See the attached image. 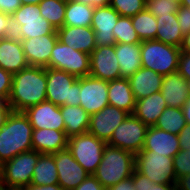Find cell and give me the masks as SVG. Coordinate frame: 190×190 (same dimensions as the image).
Masks as SVG:
<instances>
[{
  "mask_svg": "<svg viewBox=\"0 0 190 190\" xmlns=\"http://www.w3.org/2000/svg\"><path fill=\"white\" fill-rule=\"evenodd\" d=\"M47 68L28 66L13 74L12 89L7 103L11 111L23 112L46 101Z\"/></svg>",
  "mask_w": 190,
  "mask_h": 190,
  "instance_id": "obj_1",
  "label": "cell"
},
{
  "mask_svg": "<svg viewBox=\"0 0 190 190\" xmlns=\"http://www.w3.org/2000/svg\"><path fill=\"white\" fill-rule=\"evenodd\" d=\"M32 131L24 112L11 111L0 128V161L5 163L22 152L33 150Z\"/></svg>",
  "mask_w": 190,
  "mask_h": 190,
  "instance_id": "obj_2",
  "label": "cell"
},
{
  "mask_svg": "<svg viewBox=\"0 0 190 190\" xmlns=\"http://www.w3.org/2000/svg\"><path fill=\"white\" fill-rule=\"evenodd\" d=\"M134 169V153L107 144L101 162L93 176L104 188L108 189L121 180L131 177Z\"/></svg>",
  "mask_w": 190,
  "mask_h": 190,
  "instance_id": "obj_3",
  "label": "cell"
},
{
  "mask_svg": "<svg viewBox=\"0 0 190 190\" xmlns=\"http://www.w3.org/2000/svg\"><path fill=\"white\" fill-rule=\"evenodd\" d=\"M142 67L166 76L177 72L181 50L156 39L140 43Z\"/></svg>",
  "mask_w": 190,
  "mask_h": 190,
  "instance_id": "obj_4",
  "label": "cell"
},
{
  "mask_svg": "<svg viewBox=\"0 0 190 190\" xmlns=\"http://www.w3.org/2000/svg\"><path fill=\"white\" fill-rule=\"evenodd\" d=\"M80 77L63 70L47 68L46 101L56 106L80 105Z\"/></svg>",
  "mask_w": 190,
  "mask_h": 190,
  "instance_id": "obj_5",
  "label": "cell"
},
{
  "mask_svg": "<svg viewBox=\"0 0 190 190\" xmlns=\"http://www.w3.org/2000/svg\"><path fill=\"white\" fill-rule=\"evenodd\" d=\"M106 145L105 141L87 132L68 138L67 148L74 159L93 175L101 162Z\"/></svg>",
  "mask_w": 190,
  "mask_h": 190,
  "instance_id": "obj_6",
  "label": "cell"
},
{
  "mask_svg": "<svg viewBox=\"0 0 190 190\" xmlns=\"http://www.w3.org/2000/svg\"><path fill=\"white\" fill-rule=\"evenodd\" d=\"M41 153L30 150L22 152L3 163L2 185L6 188H24L31 184L33 171Z\"/></svg>",
  "mask_w": 190,
  "mask_h": 190,
  "instance_id": "obj_7",
  "label": "cell"
},
{
  "mask_svg": "<svg viewBox=\"0 0 190 190\" xmlns=\"http://www.w3.org/2000/svg\"><path fill=\"white\" fill-rule=\"evenodd\" d=\"M135 169L156 184L176 182L172 157L155 152H139L135 154Z\"/></svg>",
  "mask_w": 190,
  "mask_h": 190,
  "instance_id": "obj_8",
  "label": "cell"
},
{
  "mask_svg": "<svg viewBox=\"0 0 190 190\" xmlns=\"http://www.w3.org/2000/svg\"><path fill=\"white\" fill-rule=\"evenodd\" d=\"M46 68L63 70L78 78L89 76L90 55L74 50L58 40L52 49L49 64Z\"/></svg>",
  "mask_w": 190,
  "mask_h": 190,
  "instance_id": "obj_9",
  "label": "cell"
},
{
  "mask_svg": "<svg viewBox=\"0 0 190 190\" xmlns=\"http://www.w3.org/2000/svg\"><path fill=\"white\" fill-rule=\"evenodd\" d=\"M147 129L148 126L140 119L133 114H129L114 130L107 144L137 154L144 147Z\"/></svg>",
  "mask_w": 190,
  "mask_h": 190,
  "instance_id": "obj_10",
  "label": "cell"
},
{
  "mask_svg": "<svg viewBox=\"0 0 190 190\" xmlns=\"http://www.w3.org/2000/svg\"><path fill=\"white\" fill-rule=\"evenodd\" d=\"M15 20L21 24L23 39L57 34L56 29L40 13L39 5L24 4L14 13Z\"/></svg>",
  "mask_w": 190,
  "mask_h": 190,
  "instance_id": "obj_11",
  "label": "cell"
},
{
  "mask_svg": "<svg viewBox=\"0 0 190 190\" xmlns=\"http://www.w3.org/2000/svg\"><path fill=\"white\" fill-rule=\"evenodd\" d=\"M80 106L91 116L109 105L108 82L92 76L80 77Z\"/></svg>",
  "mask_w": 190,
  "mask_h": 190,
  "instance_id": "obj_12",
  "label": "cell"
},
{
  "mask_svg": "<svg viewBox=\"0 0 190 190\" xmlns=\"http://www.w3.org/2000/svg\"><path fill=\"white\" fill-rule=\"evenodd\" d=\"M89 75L107 82L122 78L117 56L115 54V44L96 46L90 54Z\"/></svg>",
  "mask_w": 190,
  "mask_h": 190,
  "instance_id": "obj_13",
  "label": "cell"
},
{
  "mask_svg": "<svg viewBox=\"0 0 190 190\" xmlns=\"http://www.w3.org/2000/svg\"><path fill=\"white\" fill-rule=\"evenodd\" d=\"M58 172V184L63 190L78 187L89 173L74 159L68 148L53 153Z\"/></svg>",
  "mask_w": 190,
  "mask_h": 190,
  "instance_id": "obj_14",
  "label": "cell"
},
{
  "mask_svg": "<svg viewBox=\"0 0 190 190\" xmlns=\"http://www.w3.org/2000/svg\"><path fill=\"white\" fill-rule=\"evenodd\" d=\"M129 113L107 105L90 116L88 132L108 143L114 130L128 117Z\"/></svg>",
  "mask_w": 190,
  "mask_h": 190,
  "instance_id": "obj_15",
  "label": "cell"
},
{
  "mask_svg": "<svg viewBox=\"0 0 190 190\" xmlns=\"http://www.w3.org/2000/svg\"><path fill=\"white\" fill-rule=\"evenodd\" d=\"M33 129H55L65 131V124L59 106L44 101L23 111Z\"/></svg>",
  "mask_w": 190,
  "mask_h": 190,
  "instance_id": "obj_16",
  "label": "cell"
},
{
  "mask_svg": "<svg viewBox=\"0 0 190 190\" xmlns=\"http://www.w3.org/2000/svg\"><path fill=\"white\" fill-rule=\"evenodd\" d=\"M120 14L110 5L96 7L92 17L91 28L95 32L96 46L115 44L113 28Z\"/></svg>",
  "mask_w": 190,
  "mask_h": 190,
  "instance_id": "obj_17",
  "label": "cell"
},
{
  "mask_svg": "<svg viewBox=\"0 0 190 190\" xmlns=\"http://www.w3.org/2000/svg\"><path fill=\"white\" fill-rule=\"evenodd\" d=\"M58 41L57 34H47L22 40L23 51L29 66L47 67L52 49Z\"/></svg>",
  "mask_w": 190,
  "mask_h": 190,
  "instance_id": "obj_18",
  "label": "cell"
},
{
  "mask_svg": "<svg viewBox=\"0 0 190 190\" xmlns=\"http://www.w3.org/2000/svg\"><path fill=\"white\" fill-rule=\"evenodd\" d=\"M180 151L178 135L149 126L144 147L141 152H155L167 157H174Z\"/></svg>",
  "mask_w": 190,
  "mask_h": 190,
  "instance_id": "obj_19",
  "label": "cell"
},
{
  "mask_svg": "<svg viewBox=\"0 0 190 190\" xmlns=\"http://www.w3.org/2000/svg\"><path fill=\"white\" fill-rule=\"evenodd\" d=\"M58 40L74 50L91 54L96 48L95 32L90 27H73L63 25L56 30Z\"/></svg>",
  "mask_w": 190,
  "mask_h": 190,
  "instance_id": "obj_20",
  "label": "cell"
},
{
  "mask_svg": "<svg viewBox=\"0 0 190 190\" xmlns=\"http://www.w3.org/2000/svg\"><path fill=\"white\" fill-rule=\"evenodd\" d=\"M160 92L168 107L182 108L189 99L187 80L178 72L163 76Z\"/></svg>",
  "mask_w": 190,
  "mask_h": 190,
  "instance_id": "obj_21",
  "label": "cell"
},
{
  "mask_svg": "<svg viewBox=\"0 0 190 190\" xmlns=\"http://www.w3.org/2000/svg\"><path fill=\"white\" fill-rule=\"evenodd\" d=\"M68 137L65 131L55 129H33V150L41 154H53L67 148Z\"/></svg>",
  "mask_w": 190,
  "mask_h": 190,
  "instance_id": "obj_22",
  "label": "cell"
},
{
  "mask_svg": "<svg viewBox=\"0 0 190 190\" xmlns=\"http://www.w3.org/2000/svg\"><path fill=\"white\" fill-rule=\"evenodd\" d=\"M135 100L161 91L163 76L148 68H139L129 78Z\"/></svg>",
  "mask_w": 190,
  "mask_h": 190,
  "instance_id": "obj_23",
  "label": "cell"
},
{
  "mask_svg": "<svg viewBox=\"0 0 190 190\" xmlns=\"http://www.w3.org/2000/svg\"><path fill=\"white\" fill-rule=\"evenodd\" d=\"M28 66L22 43L0 38V68L14 74Z\"/></svg>",
  "mask_w": 190,
  "mask_h": 190,
  "instance_id": "obj_24",
  "label": "cell"
},
{
  "mask_svg": "<svg viewBox=\"0 0 190 190\" xmlns=\"http://www.w3.org/2000/svg\"><path fill=\"white\" fill-rule=\"evenodd\" d=\"M167 107L165 99L159 91L145 98L136 100L132 114L148 127L155 126L159 116Z\"/></svg>",
  "mask_w": 190,
  "mask_h": 190,
  "instance_id": "obj_25",
  "label": "cell"
},
{
  "mask_svg": "<svg viewBox=\"0 0 190 190\" xmlns=\"http://www.w3.org/2000/svg\"><path fill=\"white\" fill-rule=\"evenodd\" d=\"M109 105L122 109L129 114L134 111L136 100L128 78H119L108 82Z\"/></svg>",
  "mask_w": 190,
  "mask_h": 190,
  "instance_id": "obj_26",
  "label": "cell"
},
{
  "mask_svg": "<svg viewBox=\"0 0 190 190\" xmlns=\"http://www.w3.org/2000/svg\"><path fill=\"white\" fill-rule=\"evenodd\" d=\"M140 43H116L115 54L120 67L121 77L129 78L142 67Z\"/></svg>",
  "mask_w": 190,
  "mask_h": 190,
  "instance_id": "obj_27",
  "label": "cell"
},
{
  "mask_svg": "<svg viewBox=\"0 0 190 190\" xmlns=\"http://www.w3.org/2000/svg\"><path fill=\"white\" fill-rule=\"evenodd\" d=\"M65 124V134L68 138L88 132L90 115L80 105L60 106Z\"/></svg>",
  "mask_w": 190,
  "mask_h": 190,
  "instance_id": "obj_28",
  "label": "cell"
},
{
  "mask_svg": "<svg viewBox=\"0 0 190 190\" xmlns=\"http://www.w3.org/2000/svg\"><path fill=\"white\" fill-rule=\"evenodd\" d=\"M157 20L156 40L180 48L184 35L179 27L177 13L161 15Z\"/></svg>",
  "mask_w": 190,
  "mask_h": 190,
  "instance_id": "obj_29",
  "label": "cell"
},
{
  "mask_svg": "<svg viewBox=\"0 0 190 190\" xmlns=\"http://www.w3.org/2000/svg\"><path fill=\"white\" fill-rule=\"evenodd\" d=\"M95 8L76 0L66 1L65 26L90 27Z\"/></svg>",
  "mask_w": 190,
  "mask_h": 190,
  "instance_id": "obj_30",
  "label": "cell"
},
{
  "mask_svg": "<svg viewBox=\"0 0 190 190\" xmlns=\"http://www.w3.org/2000/svg\"><path fill=\"white\" fill-rule=\"evenodd\" d=\"M31 184L50 185L58 184V172L53 154H41L36 164Z\"/></svg>",
  "mask_w": 190,
  "mask_h": 190,
  "instance_id": "obj_31",
  "label": "cell"
},
{
  "mask_svg": "<svg viewBox=\"0 0 190 190\" xmlns=\"http://www.w3.org/2000/svg\"><path fill=\"white\" fill-rule=\"evenodd\" d=\"M131 20L141 41L156 39L157 20L146 8L132 16Z\"/></svg>",
  "mask_w": 190,
  "mask_h": 190,
  "instance_id": "obj_32",
  "label": "cell"
},
{
  "mask_svg": "<svg viewBox=\"0 0 190 190\" xmlns=\"http://www.w3.org/2000/svg\"><path fill=\"white\" fill-rule=\"evenodd\" d=\"M186 125L182 108L167 107L159 116L155 127L178 135Z\"/></svg>",
  "mask_w": 190,
  "mask_h": 190,
  "instance_id": "obj_33",
  "label": "cell"
},
{
  "mask_svg": "<svg viewBox=\"0 0 190 190\" xmlns=\"http://www.w3.org/2000/svg\"><path fill=\"white\" fill-rule=\"evenodd\" d=\"M40 13L43 18L58 30L64 24L66 1L64 0H42L39 4Z\"/></svg>",
  "mask_w": 190,
  "mask_h": 190,
  "instance_id": "obj_34",
  "label": "cell"
},
{
  "mask_svg": "<svg viewBox=\"0 0 190 190\" xmlns=\"http://www.w3.org/2000/svg\"><path fill=\"white\" fill-rule=\"evenodd\" d=\"M113 34L115 37V44H137L142 42L133 28L131 17L119 16V19L113 28Z\"/></svg>",
  "mask_w": 190,
  "mask_h": 190,
  "instance_id": "obj_35",
  "label": "cell"
},
{
  "mask_svg": "<svg viewBox=\"0 0 190 190\" xmlns=\"http://www.w3.org/2000/svg\"><path fill=\"white\" fill-rule=\"evenodd\" d=\"M110 6L120 16L132 17L146 8V2L143 0H112Z\"/></svg>",
  "mask_w": 190,
  "mask_h": 190,
  "instance_id": "obj_36",
  "label": "cell"
},
{
  "mask_svg": "<svg viewBox=\"0 0 190 190\" xmlns=\"http://www.w3.org/2000/svg\"><path fill=\"white\" fill-rule=\"evenodd\" d=\"M179 3L173 0H149L146 3V9L156 18L169 13H177Z\"/></svg>",
  "mask_w": 190,
  "mask_h": 190,
  "instance_id": "obj_37",
  "label": "cell"
},
{
  "mask_svg": "<svg viewBox=\"0 0 190 190\" xmlns=\"http://www.w3.org/2000/svg\"><path fill=\"white\" fill-rule=\"evenodd\" d=\"M173 166L177 179L190 174V150H180L173 157Z\"/></svg>",
  "mask_w": 190,
  "mask_h": 190,
  "instance_id": "obj_38",
  "label": "cell"
},
{
  "mask_svg": "<svg viewBox=\"0 0 190 190\" xmlns=\"http://www.w3.org/2000/svg\"><path fill=\"white\" fill-rule=\"evenodd\" d=\"M8 27L4 31V39L22 42L21 24L15 20L13 14L8 15Z\"/></svg>",
  "mask_w": 190,
  "mask_h": 190,
  "instance_id": "obj_39",
  "label": "cell"
},
{
  "mask_svg": "<svg viewBox=\"0 0 190 190\" xmlns=\"http://www.w3.org/2000/svg\"><path fill=\"white\" fill-rule=\"evenodd\" d=\"M13 74L0 68V100L8 101L12 89Z\"/></svg>",
  "mask_w": 190,
  "mask_h": 190,
  "instance_id": "obj_40",
  "label": "cell"
},
{
  "mask_svg": "<svg viewBox=\"0 0 190 190\" xmlns=\"http://www.w3.org/2000/svg\"><path fill=\"white\" fill-rule=\"evenodd\" d=\"M177 19L183 35L188 34L190 32V8L179 5Z\"/></svg>",
  "mask_w": 190,
  "mask_h": 190,
  "instance_id": "obj_41",
  "label": "cell"
},
{
  "mask_svg": "<svg viewBox=\"0 0 190 190\" xmlns=\"http://www.w3.org/2000/svg\"><path fill=\"white\" fill-rule=\"evenodd\" d=\"M177 72L186 80H190V53L181 52Z\"/></svg>",
  "mask_w": 190,
  "mask_h": 190,
  "instance_id": "obj_42",
  "label": "cell"
},
{
  "mask_svg": "<svg viewBox=\"0 0 190 190\" xmlns=\"http://www.w3.org/2000/svg\"><path fill=\"white\" fill-rule=\"evenodd\" d=\"M73 190H107L104 188L100 182L91 174H89L86 179Z\"/></svg>",
  "mask_w": 190,
  "mask_h": 190,
  "instance_id": "obj_43",
  "label": "cell"
},
{
  "mask_svg": "<svg viewBox=\"0 0 190 190\" xmlns=\"http://www.w3.org/2000/svg\"><path fill=\"white\" fill-rule=\"evenodd\" d=\"M133 184L136 190H150V180L136 169L133 171Z\"/></svg>",
  "mask_w": 190,
  "mask_h": 190,
  "instance_id": "obj_44",
  "label": "cell"
},
{
  "mask_svg": "<svg viewBox=\"0 0 190 190\" xmlns=\"http://www.w3.org/2000/svg\"><path fill=\"white\" fill-rule=\"evenodd\" d=\"M20 0H0V11L5 14H13L20 6Z\"/></svg>",
  "mask_w": 190,
  "mask_h": 190,
  "instance_id": "obj_45",
  "label": "cell"
},
{
  "mask_svg": "<svg viewBox=\"0 0 190 190\" xmlns=\"http://www.w3.org/2000/svg\"><path fill=\"white\" fill-rule=\"evenodd\" d=\"M180 150H190V125H186L178 134Z\"/></svg>",
  "mask_w": 190,
  "mask_h": 190,
  "instance_id": "obj_46",
  "label": "cell"
},
{
  "mask_svg": "<svg viewBox=\"0 0 190 190\" xmlns=\"http://www.w3.org/2000/svg\"><path fill=\"white\" fill-rule=\"evenodd\" d=\"M107 190H136L133 184V174L131 177L121 180L119 183L109 187Z\"/></svg>",
  "mask_w": 190,
  "mask_h": 190,
  "instance_id": "obj_47",
  "label": "cell"
},
{
  "mask_svg": "<svg viewBox=\"0 0 190 190\" xmlns=\"http://www.w3.org/2000/svg\"><path fill=\"white\" fill-rule=\"evenodd\" d=\"M23 190H63L59 184H50V185H34L30 184L25 186Z\"/></svg>",
  "mask_w": 190,
  "mask_h": 190,
  "instance_id": "obj_48",
  "label": "cell"
},
{
  "mask_svg": "<svg viewBox=\"0 0 190 190\" xmlns=\"http://www.w3.org/2000/svg\"><path fill=\"white\" fill-rule=\"evenodd\" d=\"M11 112V108L6 101L0 100V128L4 125V122Z\"/></svg>",
  "mask_w": 190,
  "mask_h": 190,
  "instance_id": "obj_49",
  "label": "cell"
},
{
  "mask_svg": "<svg viewBox=\"0 0 190 190\" xmlns=\"http://www.w3.org/2000/svg\"><path fill=\"white\" fill-rule=\"evenodd\" d=\"M150 190H179L177 182L173 184H156L150 181Z\"/></svg>",
  "mask_w": 190,
  "mask_h": 190,
  "instance_id": "obj_50",
  "label": "cell"
},
{
  "mask_svg": "<svg viewBox=\"0 0 190 190\" xmlns=\"http://www.w3.org/2000/svg\"><path fill=\"white\" fill-rule=\"evenodd\" d=\"M76 1L96 8V7L110 5L112 0H76Z\"/></svg>",
  "mask_w": 190,
  "mask_h": 190,
  "instance_id": "obj_51",
  "label": "cell"
},
{
  "mask_svg": "<svg viewBox=\"0 0 190 190\" xmlns=\"http://www.w3.org/2000/svg\"><path fill=\"white\" fill-rule=\"evenodd\" d=\"M179 190H190V174L177 179Z\"/></svg>",
  "mask_w": 190,
  "mask_h": 190,
  "instance_id": "obj_52",
  "label": "cell"
},
{
  "mask_svg": "<svg viewBox=\"0 0 190 190\" xmlns=\"http://www.w3.org/2000/svg\"><path fill=\"white\" fill-rule=\"evenodd\" d=\"M8 14L0 11V38L4 37V31L8 27Z\"/></svg>",
  "mask_w": 190,
  "mask_h": 190,
  "instance_id": "obj_53",
  "label": "cell"
},
{
  "mask_svg": "<svg viewBox=\"0 0 190 190\" xmlns=\"http://www.w3.org/2000/svg\"><path fill=\"white\" fill-rule=\"evenodd\" d=\"M181 52L190 53V32L184 35L182 45L180 47Z\"/></svg>",
  "mask_w": 190,
  "mask_h": 190,
  "instance_id": "obj_54",
  "label": "cell"
},
{
  "mask_svg": "<svg viewBox=\"0 0 190 190\" xmlns=\"http://www.w3.org/2000/svg\"><path fill=\"white\" fill-rule=\"evenodd\" d=\"M184 118L186 119L187 125H190V98L182 107Z\"/></svg>",
  "mask_w": 190,
  "mask_h": 190,
  "instance_id": "obj_55",
  "label": "cell"
},
{
  "mask_svg": "<svg viewBox=\"0 0 190 190\" xmlns=\"http://www.w3.org/2000/svg\"><path fill=\"white\" fill-rule=\"evenodd\" d=\"M21 4H33V5H37L39 4L42 0H20Z\"/></svg>",
  "mask_w": 190,
  "mask_h": 190,
  "instance_id": "obj_56",
  "label": "cell"
},
{
  "mask_svg": "<svg viewBox=\"0 0 190 190\" xmlns=\"http://www.w3.org/2000/svg\"><path fill=\"white\" fill-rule=\"evenodd\" d=\"M3 178V163L0 161V186L2 185Z\"/></svg>",
  "mask_w": 190,
  "mask_h": 190,
  "instance_id": "obj_57",
  "label": "cell"
},
{
  "mask_svg": "<svg viewBox=\"0 0 190 190\" xmlns=\"http://www.w3.org/2000/svg\"><path fill=\"white\" fill-rule=\"evenodd\" d=\"M180 5H183V6L190 8V0H182Z\"/></svg>",
  "mask_w": 190,
  "mask_h": 190,
  "instance_id": "obj_58",
  "label": "cell"
},
{
  "mask_svg": "<svg viewBox=\"0 0 190 190\" xmlns=\"http://www.w3.org/2000/svg\"><path fill=\"white\" fill-rule=\"evenodd\" d=\"M0 190H23V188H6L3 186H0Z\"/></svg>",
  "mask_w": 190,
  "mask_h": 190,
  "instance_id": "obj_59",
  "label": "cell"
},
{
  "mask_svg": "<svg viewBox=\"0 0 190 190\" xmlns=\"http://www.w3.org/2000/svg\"><path fill=\"white\" fill-rule=\"evenodd\" d=\"M187 92H188L189 98H190V80H187Z\"/></svg>",
  "mask_w": 190,
  "mask_h": 190,
  "instance_id": "obj_60",
  "label": "cell"
},
{
  "mask_svg": "<svg viewBox=\"0 0 190 190\" xmlns=\"http://www.w3.org/2000/svg\"><path fill=\"white\" fill-rule=\"evenodd\" d=\"M173 1H175V2H177V3L180 4L182 0H173Z\"/></svg>",
  "mask_w": 190,
  "mask_h": 190,
  "instance_id": "obj_61",
  "label": "cell"
}]
</instances>
